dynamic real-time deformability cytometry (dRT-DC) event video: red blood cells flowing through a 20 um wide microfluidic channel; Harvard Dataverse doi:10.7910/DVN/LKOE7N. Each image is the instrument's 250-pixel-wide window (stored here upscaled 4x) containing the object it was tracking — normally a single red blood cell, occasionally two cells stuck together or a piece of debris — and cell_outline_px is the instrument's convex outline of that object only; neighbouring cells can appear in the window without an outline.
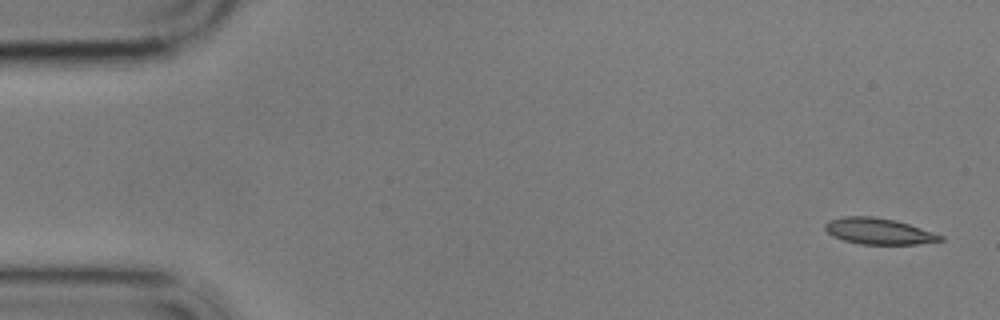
{"species": "common noctule bat (a hibernating species)", "species_latin": "Nyctalus noctula", "temperature_condition": "cold", "stored_images_in_passage": 5, "camera_frame_rate_fps": 3000, "um_per_image_px": 0.085, "animal": {"sex": "male", "body_mass_g": 17.9}, "frame": {"image": 1, "passage_image": 1, "time_ms": 0.0, "image_size_px": [1000, 320], "cell_outline_px": [[944, 240], [916, 244], [860, 244], [844, 240], [832, 236], [824, 228], [824, 224], [828, 220], [844, 216], [872, 216], [896, 220], [944, 236]], "centroid_in_image_um": [74.65, 19.65], "position_along_channel_um": 10.3, "area_um2": 17.51}}
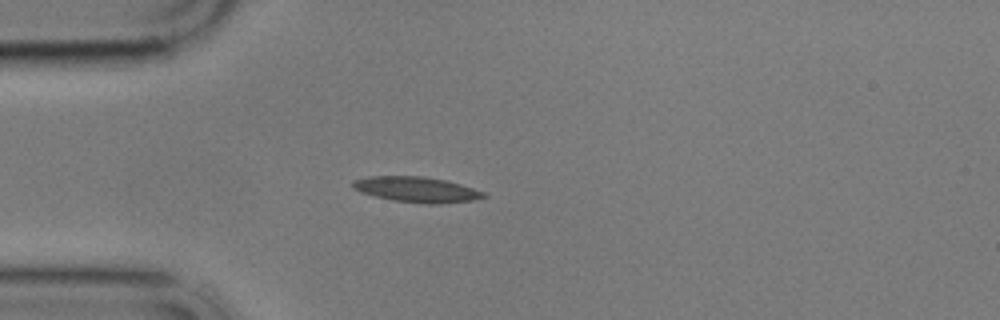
{"frame": {"image": 2, "passage_image": 5, "time_ms": 4.333, "image_size_px": [1000, 320], "cell_outline_px": [[488, 196], [472, 200], [440, 204], [428, 204], [392, 200], [360, 192], [352, 188], [352, 180], [368, 176], [424, 176], [444, 180], [460, 184], [484, 192]], "centroid_in_image_um": [35.38, 16.1], "position_along_channel_um": 49.6, "area_um2": 19.36}}